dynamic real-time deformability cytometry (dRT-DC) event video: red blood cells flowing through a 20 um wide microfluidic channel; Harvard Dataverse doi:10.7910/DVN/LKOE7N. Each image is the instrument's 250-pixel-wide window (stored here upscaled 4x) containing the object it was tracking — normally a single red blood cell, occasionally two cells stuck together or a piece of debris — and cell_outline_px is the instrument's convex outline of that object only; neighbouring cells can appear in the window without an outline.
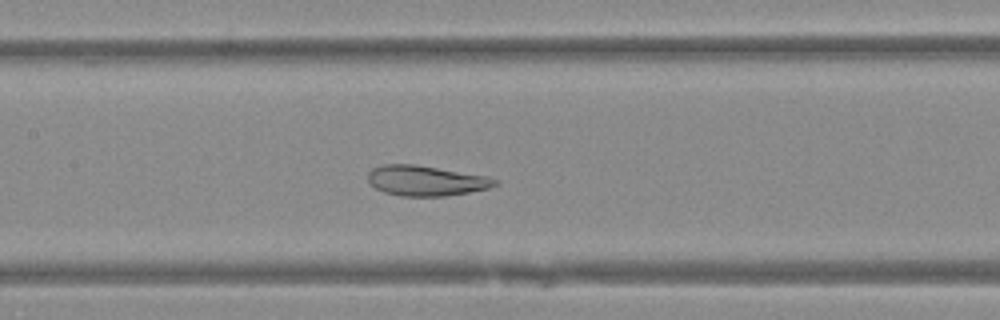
{"species": "Egyptian fruit bat (a non-hibernating species)", "species_latin": "Rousettus aegyptiacus", "temperature_condition": "warm", "stored_images_in_passage": 45, "camera_frame_rate_fps": 3000, "um_per_image_px": 0.085, "animal": {"sex": "female"}, "frame": {"image": 1, "passage_image": 19, "time_ms": 6.0, "image_size_px": [1000, 320], "cell_outline_px": [[500, 184], [488, 188], [468, 192], [444, 196], [400, 196], [384, 192], [376, 188], [368, 180], [368, 172], [372, 168], [384, 164], [416, 164], [484, 176], [500, 180]], "centroid_in_image_um": [36.2, 15.35], "position_along_channel_um": 171.2, "area_um2": 22.25}}
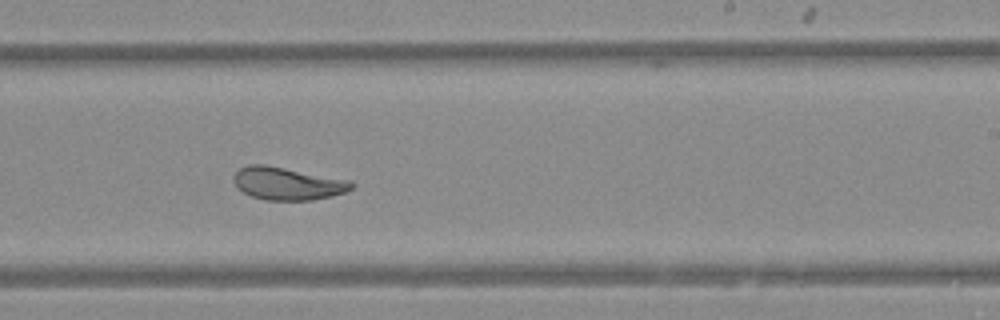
{"frame": {"image": 2, "passage_image": 26, "time_ms": 8.333, "image_size_px": [1000, 320], "cell_outline_px": [[356, 184], [352, 188], [344, 192], [332, 196], [312, 200], [264, 200], [252, 196], [244, 192], [236, 184], [236, 172], [240, 168], [248, 164], [264, 164], [352, 180]], "centroid_in_image_um": [24.51, 15.6], "position_along_channel_um": 264.5, "area_um2": 22.31}}
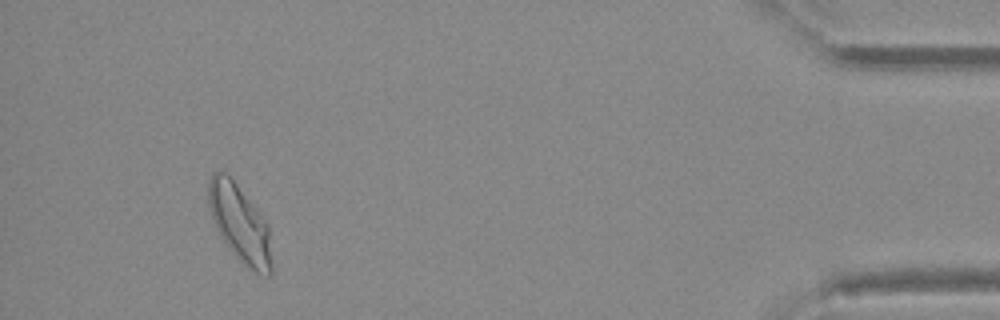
{"frame": {"image": 3, "passage_image": 42, "time_ms": 13.667, "image_size_px": [1000, 320], "cell_outline_px": [[272, 276], [264, 276], [248, 268], [236, 256], [224, 240], [216, 228], [212, 220], [208, 204], [208, 180], [212, 172], [224, 172], [236, 184], [268, 224], [272, 264]], "centroid_in_image_um": [20.38, 19.02], "position_along_channel_um": 414.8, "area_um2": 28.09}}